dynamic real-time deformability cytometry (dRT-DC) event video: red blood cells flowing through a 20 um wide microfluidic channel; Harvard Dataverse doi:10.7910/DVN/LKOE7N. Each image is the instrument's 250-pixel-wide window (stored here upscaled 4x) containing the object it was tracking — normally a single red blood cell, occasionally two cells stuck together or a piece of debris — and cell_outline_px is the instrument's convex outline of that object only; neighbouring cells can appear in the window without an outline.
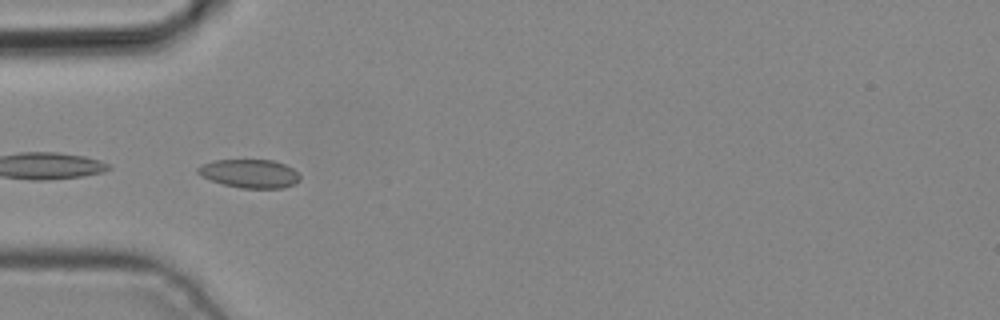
{"species": "common noctule bat (a hibernating species)", "species_latin": "Nyctalus noctula", "temperature_condition": "cold", "stored_images_in_passage": 5, "camera_frame_rate_fps": 3000, "um_per_image_px": 0.085, "animal": {"sex": "male", "body_mass_g": 19.2, "forearm_length_mm": 51.8}, "frame": {"image": 1, "passage_image": 4, "time_ms": 1.0, "image_size_px": [1000, 320], "cell_outline_px": [[300, 180], [296, 184], [284, 188], [240, 188], [224, 184], [200, 176], [196, 172], [196, 168], [204, 164], [216, 160], [272, 160], [284, 164], [292, 168], [300, 176]], "centroid_in_image_um": [21.24, 14.76], "position_along_channel_um": 63.8, "area_um2": 16.94}}
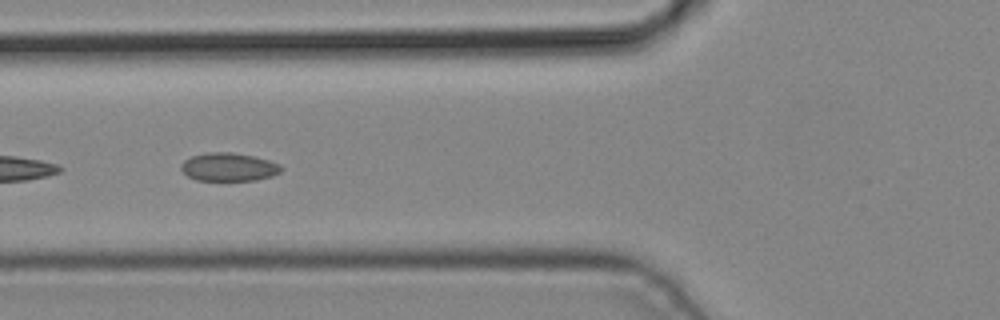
{"frame": {"image": 2, "passage_image": 5, "time_ms": 1.333, "image_size_px": [1000, 320], "cell_outline_px": [[284, 168], [280, 172], [272, 176], [256, 180], [196, 180], [188, 176], [180, 168], [180, 164], [184, 160], [192, 156], [208, 152], [232, 152], [252, 156], [268, 160], [280, 164]], "centroid_in_image_um": [19.44, 14.19], "position_along_channel_um": 106.4, "area_um2": 16.47}}